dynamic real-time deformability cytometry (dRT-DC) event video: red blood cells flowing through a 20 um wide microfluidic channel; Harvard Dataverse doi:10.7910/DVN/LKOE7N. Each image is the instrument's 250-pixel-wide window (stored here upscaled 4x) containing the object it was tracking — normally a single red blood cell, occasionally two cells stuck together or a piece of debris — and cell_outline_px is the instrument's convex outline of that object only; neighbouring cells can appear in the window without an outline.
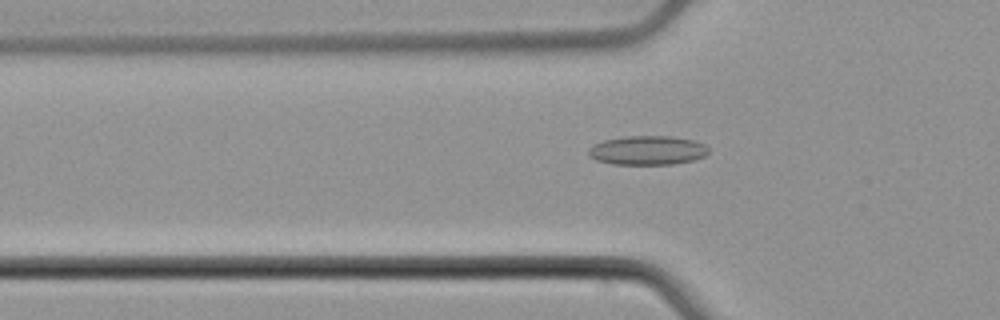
{"species": "common noctule bat (a hibernating species)", "species_latin": "Nyctalus noctula", "temperature_condition": "cold", "stored_images_in_passage": 45, "camera_frame_rate_fps": 3000, "um_per_image_px": 0.085, "animal": {"sex": "male", "body_mass_g": 21.5, "forearm_length_mm": 52.0}, "frame": {"image": 1, "passage_image": 10, "time_ms": 3.0, "image_size_px": [1000, 320], "cell_outline_px": [[708, 152], [704, 156], [692, 160], [672, 164], [612, 164], [596, 160], [588, 156], [588, 148], [592, 144], [604, 140], [624, 136], [672, 136], [696, 140], [704, 144], [708, 148]], "centroid_in_image_um": [55.0, 12.77], "position_along_channel_um": 70.8, "area_um2": 20.52}}
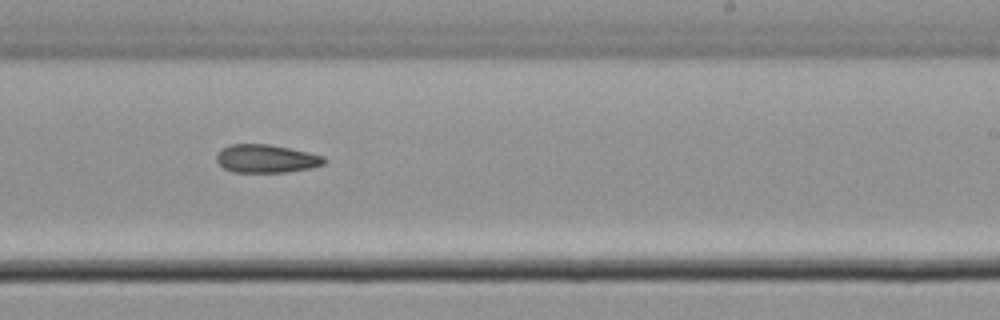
{"frame": {"image": 2, "passage_image": 25, "time_ms": 8.0, "image_size_px": [1000, 320], "cell_outline_px": [[328, 160], [324, 164], [312, 168], [288, 172], [232, 172], [224, 168], [216, 160], [216, 156], [228, 144], [268, 144], [308, 152], [324, 156]], "centroid_in_image_um": [22.67, 13.49], "position_along_channel_um": 266.3, "area_um2": 17.69}}
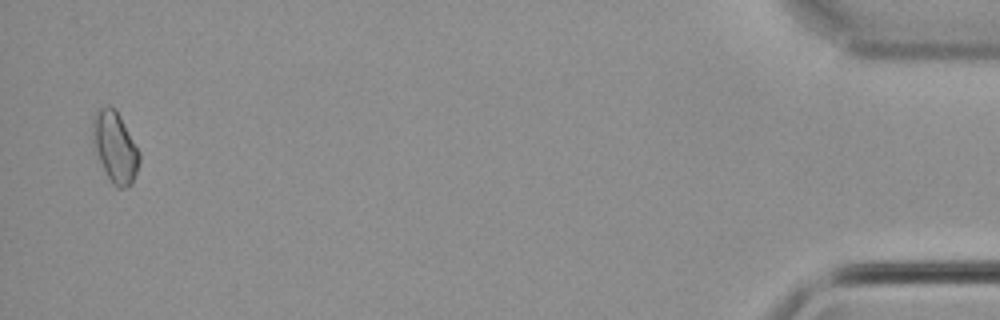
{"frame": {"image": 3, "passage_image": 44, "time_ms": 14.333, "image_size_px": [1000, 320], "cell_outline_px": [[140, 160], [132, 184], [128, 188], [116, 188], [112, 184], [100, 160], [92, 140], [92, 116], [104, 104], [108, 104], [120, 116], [140, 152]], "centroid_in_image_um": [9.78, 12.5], "position_along_channel_um": 425.4, "area_um2": 19.13}}